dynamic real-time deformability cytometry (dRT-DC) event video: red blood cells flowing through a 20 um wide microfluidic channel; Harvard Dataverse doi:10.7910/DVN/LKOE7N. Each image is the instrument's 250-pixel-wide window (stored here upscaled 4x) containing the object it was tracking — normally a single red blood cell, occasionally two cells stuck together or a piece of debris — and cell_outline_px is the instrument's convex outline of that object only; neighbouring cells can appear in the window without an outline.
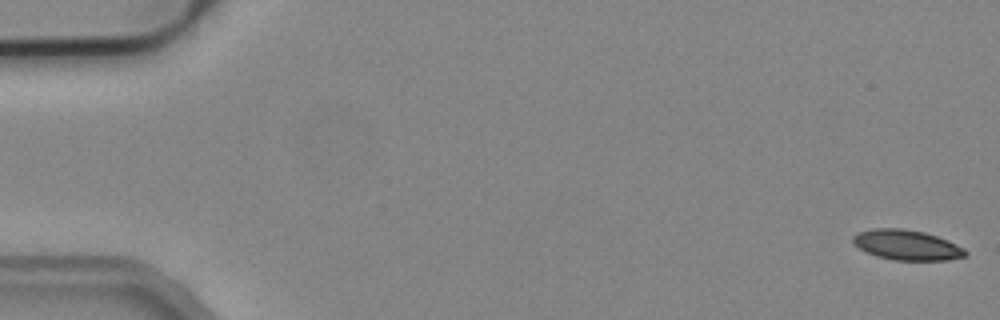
{"species": "common noctule bat (a hibernating species)", "species_latin": "Nyctalus noctula", "temperature_condition": "cold", "stored_images_in_passage": 54, "camera_frame_rate_fps": 3000, "um_per_image_px": 0.085, "animal": {"sex": "male", "body_mass_g": 19.2, "forearm_length_mm": 51.8}, "frame": {"image": 1, "passage_image": 1, "time_ms": 0.0, "image_size_px": [1000, 320], "cell_outline_px": [[968, 252], [964, 256], [948, 260], [896, 260], [876, 256], [860, 248], [852, 240], [852, 236], [860, 232], [872, 228], [900, 228], [924, 232], [936, 236], [956, 244], [964, 248]], "centroid_in_image_um": [77.08, 20.82], "position_along_channel_um": 7.9, "area_um2": 19.48}}
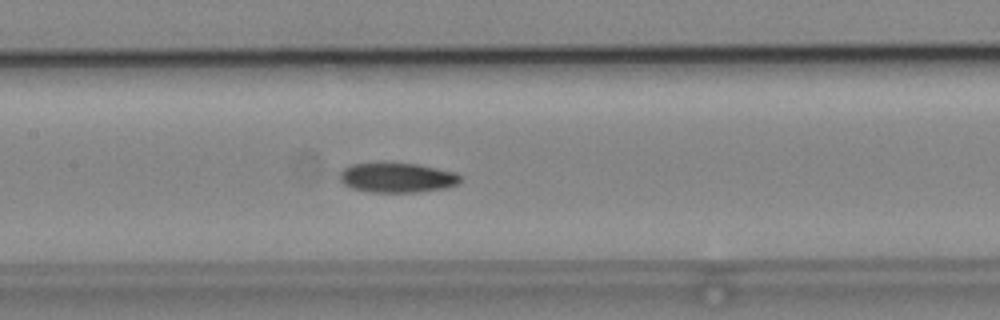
{"frame": {"image": 2, "passage_image": 26, "time_ms": 8.333, "image_size_px": [1000, 320], "cell_outline_px": [[460, 180], [456, 184], [444, 188], [416, 192], [372, 192], [352, 188], [344, 184], [340, 180], [340, 172], [344, 168], [352, 164], [384, 160], [416, 164], [456, 172], [460, 176]], "centroid_in_image_um": [33.7, 15.06], "position_along_channel_um": 173.7, "area_um2": 21.33}}
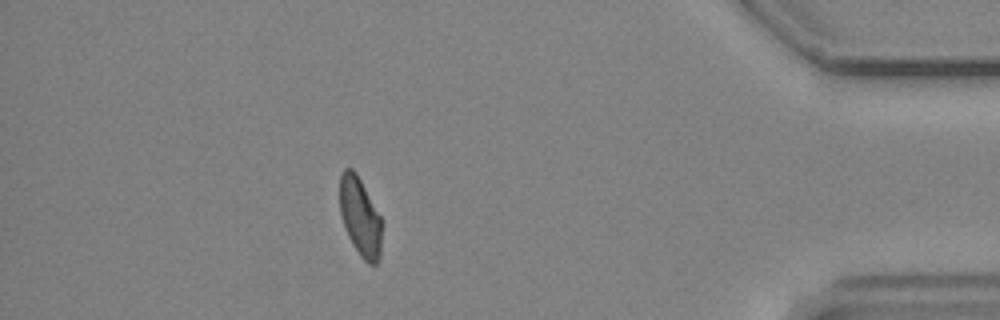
{"frame": {"image": 3, "passage_image": 48, "time_ms": 15.667, "image_size_px": [1000, 320], "cell_outline_px": [[380, 260], [376, 264], [368, 264], [360, 256], [352, 244], [348, 236], [340, 212], [340, 176], [344, 168], [352, 168], [356, 172], [380, 216]], "centroid_in_image_um": [30.59, 18.44], "position_along_channel_um": 404.6, "area_um2": 18.96}, "authors_computed_cell_mechanics": {"area_um2": 20.5768, "velocity_mm_per_s": 3.7941, "shape_relaxation_time_tau1_ms": 8.77, "shape_relaxation_time_tau2_ms": null, "deformation_change_tau1": 0.1562, "deformation_change_tau2": null}}